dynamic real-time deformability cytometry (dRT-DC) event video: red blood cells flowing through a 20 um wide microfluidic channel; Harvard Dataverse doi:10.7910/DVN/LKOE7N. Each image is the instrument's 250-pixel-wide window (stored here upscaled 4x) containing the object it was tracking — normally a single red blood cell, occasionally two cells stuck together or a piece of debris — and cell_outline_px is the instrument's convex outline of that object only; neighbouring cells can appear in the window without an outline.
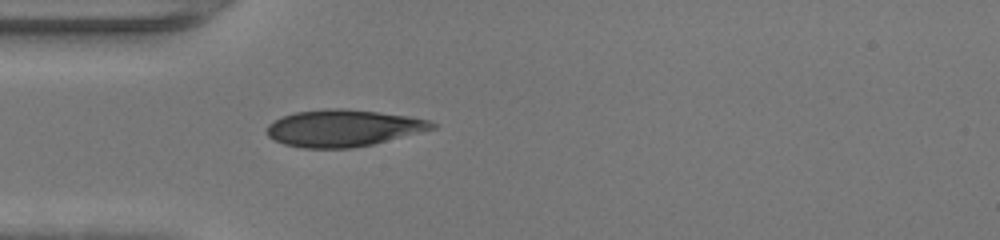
{"species": "human", "species_latin": "Homo sapiens", "temperature_condition": "warm", "stored_images_in_passage": 34, "camera_frame_rate_fps": 3000, "um_per_image_px": 0.085, "donor": {"sex": "female"}, "frame": {"image": 1, "passage_image": 1, "time_ms": 0.0, "image_size_px": [1000, 240], "cell_outline_px": [[436, 128], [372, 144], [352, 148], [304, 148], [284, 144], [268, 136], [264, 132], [268, 124], [284, 116], [296, 112], [332, 108], [340, 108], [376, 112], [408, 116], [428, 120], [436, 124]], "centroid_in_image_um": [29.14, 10.89], "position_along_channel_um": 55.9, "area_um2": 35.08}}
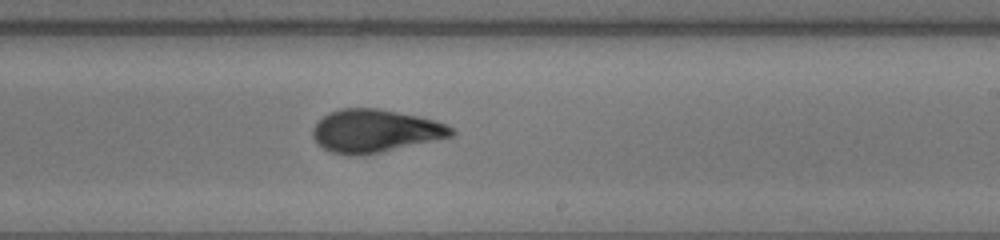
{"frame": {"image": 2, "passage_image": 15, "time_ms": 4.667, "image_size_px": [1000, 240], "cell_outline_px": [[456, 132], [452, 136], [368, 156], [348, 156], [332, 152], [316, 144], [312, 136], [312, 128], [328, 112], [340, 108], [376, 108], [420, 116], [436, 120], [456, 128]], "centroid_in_image_um": [31.89, 11.15], "position_along_channel_um": 257.1, "area_um2": 35.32}}
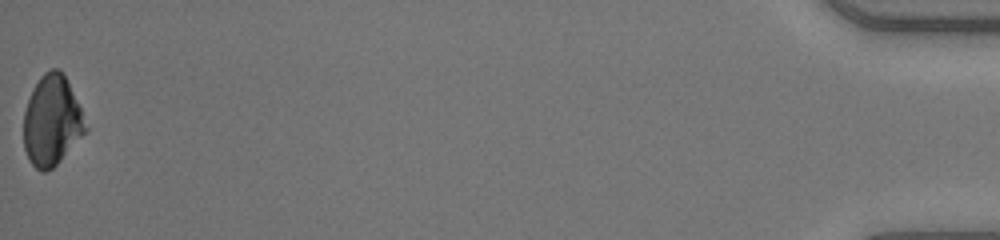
{"frame": {"image": 3, "passage_image": 34, "time_ms": 11.0, "image_size_px": [1000, 240], "cell_outline_px": [[88, 128], [60, 160], [52, 168], [44, 172], [40, 172], [28, 160], [24, 148], [24, 112], [32, 88], [40, 76], [44, 72], [52, 68], [60, 68], [80, 108]], "centroid_in_image_um": [4.37, 10.26], "position_along_channel_um": 430.8, "area_um2": 32.08}, "authors_computed_cell_mechanics": {"area_um2": 34.4488, "velocity_mm_per_s": 4.4201, "shape_relaxation_time_tau1_ms": 9.3782, "shape_relaxation_time_tau2_ms": null, "deformation_change_tau1": 0.2667, "deformation_change_tau2": null}}